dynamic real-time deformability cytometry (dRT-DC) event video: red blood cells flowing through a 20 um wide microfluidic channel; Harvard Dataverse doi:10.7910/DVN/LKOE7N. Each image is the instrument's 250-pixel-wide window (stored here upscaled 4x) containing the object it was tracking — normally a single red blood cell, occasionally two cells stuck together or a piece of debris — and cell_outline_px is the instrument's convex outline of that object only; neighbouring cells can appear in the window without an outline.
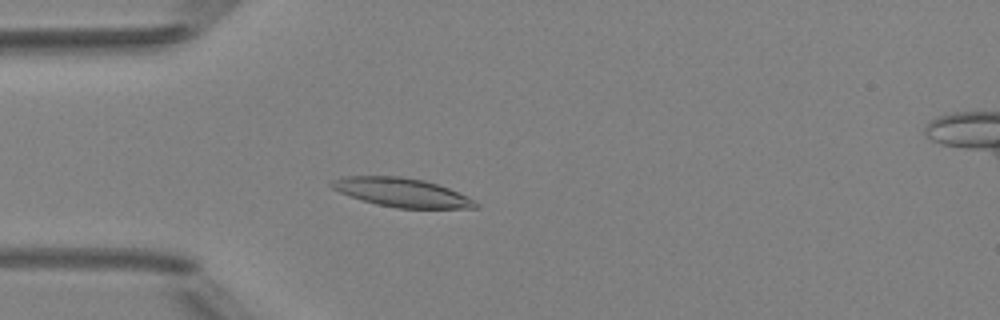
{"species": "Egyptian fruit bat (a non-hibernating species)", "species_latin": "Rousettus aegyptiacus", "temperature_condition": "room temperature", "stored_images_in_passage": 5, "camera_frame_rate_fps": 3000, "um_per_image_px": 0.085, "animal": {"sex": "female"}, "frame": {"image": 1, "passage_image": 5, "time_ms": 4.667, "image_size_px": [1000, 320], "cell_outline_px": [[480, 204], [476, 208], [396, 208], [376, 204], [340, 192], [332, 188], [328, 184], [332, 180], [340, 176], [400, 176], [424, 180], [448, 188], [468, 196], [476, 200]], "centroid_in_image_um": [34.16, 16.35], "position_along_channel_um": 50.8, "area_um2": 24.16}}